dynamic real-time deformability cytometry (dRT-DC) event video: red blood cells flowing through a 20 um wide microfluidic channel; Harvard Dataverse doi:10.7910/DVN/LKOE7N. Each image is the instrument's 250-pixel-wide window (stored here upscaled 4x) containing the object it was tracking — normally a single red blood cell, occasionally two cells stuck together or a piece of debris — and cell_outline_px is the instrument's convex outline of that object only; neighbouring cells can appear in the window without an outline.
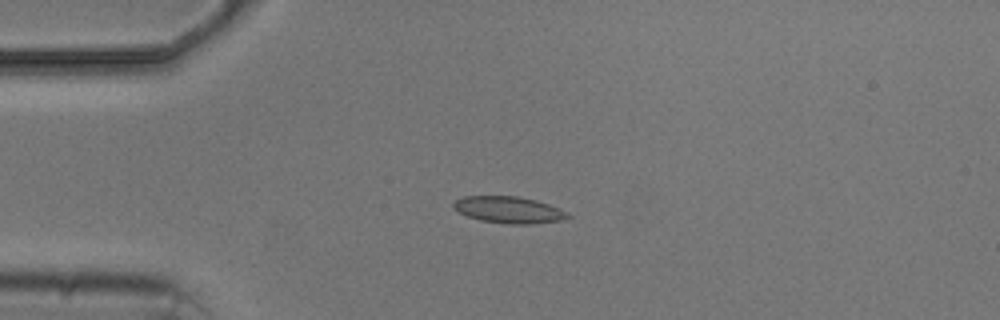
{"species": "common noctule bat (a hibernating species)", "species_latin": "Nyctalus noctula", "temperature_condition": "cold", "stored_images_in_passage": 8, "camera_frame_rate_fps": 3000, "um_per_image_px": 0.085, "animal": {"sex": "male", "body_mass_g": 20.5, "forearm_length_mm": 52.5}, "frame": {"image": 1, "passage_image": 4, "time_ms": 3.667, "image_size_px": [1000, 320], "cell_outline_px": [[572, 216], [560, 220], [532, 224], [508, 224], [480, 220], [468, 216], [452, 208], [452, 204], [456, 200], [464, 196], [516, 196], [536, 200], [548, 204], [568, 212]], "centroid_in_image_um": [43.24, 17.83], "position_along_channel_um": 41.8, "area_um2": 17.69}}
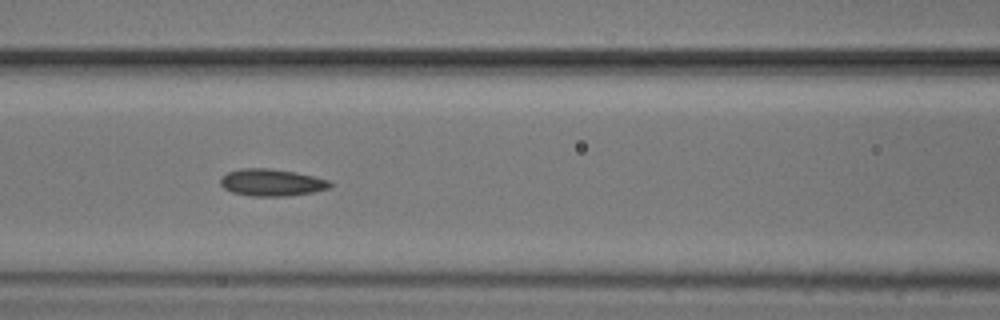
{"frame": {"image": 2, "passage_image": 7, "time_ms": 7.0, "image_size_px": [1000, 320], "cell_outline_px": [[332, 188], [312, 192], [284, 196], [252, 196], [232, 192], [224, 188], [220, 184], [220, 176], [228, 172], [240, 168], [268, 168], [296, 172], [328, 180], [332, 184]], "centroid_in_image_um": [23.07, 15.51], "position_along_channel_um": 143.5, "area_um2": 17.28}}
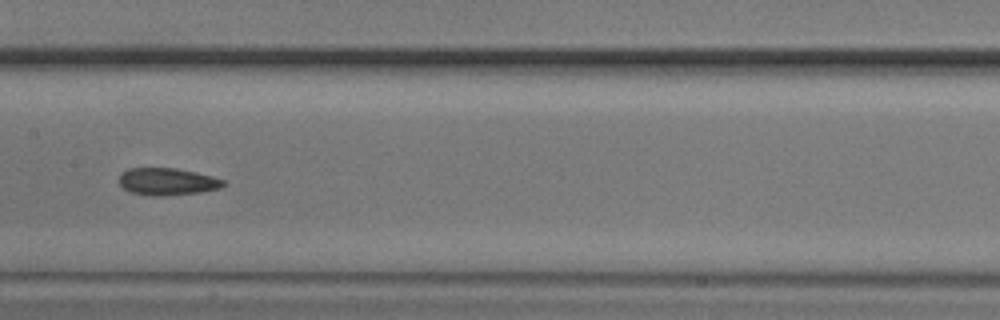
{"frame": {"image": 3, "passage_image": 8, "time_ms": 8.333, "image_size_px": [1000, 320], "cell_outline_px": [[224, 184], [220, 188], [200, 192], [164, 196], [152, 196], [128, 192], [120, 184], [120, 172], [128, 168], [176, 168], [212, 176], [224, 180]], "centroid_in_image_um": [14.18, 15.44], "position_along_channel_um": 193.2, "area_um2": 16.53}}